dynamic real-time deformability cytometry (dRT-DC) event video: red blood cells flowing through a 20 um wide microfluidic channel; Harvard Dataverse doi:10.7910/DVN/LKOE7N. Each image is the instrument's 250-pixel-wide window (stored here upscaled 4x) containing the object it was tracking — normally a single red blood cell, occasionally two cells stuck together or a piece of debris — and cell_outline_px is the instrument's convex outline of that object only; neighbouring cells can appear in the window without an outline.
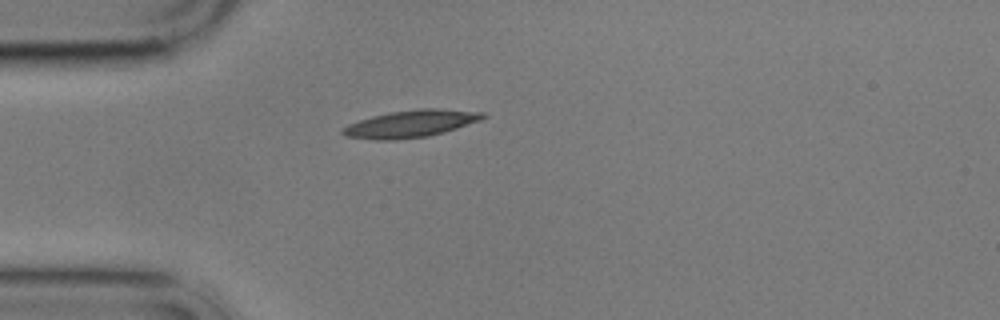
{"species": "common noctule bat (a hibernating species)", "species_latin": "Nyctalus noctula", "temperature_condition": "cold", "stored_images_in_passage": 2, "camera_frame_rate_fps": 3000, "um_per_image_px": 0.085, "animal": {"sex": "male", "body_mass_g": 17.9}, "frame": {"image": 1, "passage_image": 1, "time_ms": 0.0, "image_size_px": [1000, 320], "cell_outline_px": [[488, 116], [480, 120], [444, 132], [428, 136], [396, 140], [376, 140], [344, 136], [340, 132], [340, 128], [348, 124], [372, 116], [388, 112], [420, 108], [436, 108], [484, 112]], "centroid_in_image_um": [34.88, 10.52], "position_along_channel_um": 50.1, "area_um2": 22.37}}